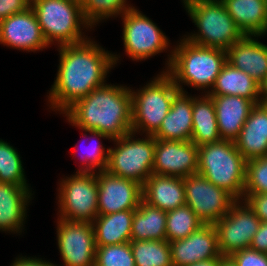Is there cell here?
<instances>
[{
  "label": "cell",
  "instance_id": "cell-1",
  "mask_svg": "<svg viewBox=\"0 0 267 266\" xmlns=\"http://www.w3.org/2000/svg\"><path fill=\"white\" fill-rule=\"evenodd\" d=\"M58 49L60 62L48 101L50 108L63 113L75 101L106 84L105 78L120 56L105 51L89 38Z\"/></svg>",
  "mask_w": 267,
  "mask_h": 266
},
{
  "label": "cell",
  "instance_id": "cell-2",
  "mask_svg": "<svg viewBox=\"0 0 267 266\" xmlns=\"http://www.w3.org/2000/svg\"><path fill=\"white\" fill-rule=\"evenodd\" d=\"M132 94L127 86L104 84L78 99L63 114L89 138H120L132 132ZM95 136V137H94Z\"/></svg>",
  "mask_w": 267,
  "mask_h": 266
},
{
  "label": "cell",
  "instance_id": "cell-3",
  "mask_svg": "<svg viewBox=\"0 0 267 266\" xmlns=\"http://www.w3.org/2000/svg\"><path fill=\"white\" fill-rule=\"evenodd\" d=\"M168 55L166 72L181 92L182 84L204 90L213 87L223 65L227 62L226 50L205 47L185 39ZM181 82V83H180Z\"/></svg>",
  "mask_w": 267,
  "mask_h": 266
},
{
  "label": "cell",
  "instance_id": "cell-4",
  "mask_svg": "<svg viewBox=\"0 0 267 266\" xmlns=\"http://www.w3.org/2000/svg\"><path fill=\"white\" fill-rule=\"evenodd\" d=\"M246 162L234 141L221 139L198 147L197 174L243 200Z\"/></svg>",
  "mask_w": 267,
  "mask_h": 266
},
{
  "label": "cell",
  "instance_id": "cell-5",
  "mask_svg": "<svg viewBox=\"0 0 267 266\" xmlns=\"http://www.w3.org/2000/svg\"><path fill=\"white\" fill-rule=\"evenodd\" d=\"M31 8L48 45L56 41L59 47L88 39L81 27L91 26L82 14L81 0H31Z\"/></svg>",
  "mask_w": 267,
  "mask_h": 266
},
{
  "label": "cell",
  "instance_id": "cell-6",
  "mask_svg": "<svg viewBox=\"0 0 267 266\" xmlns=\"http://www.w3.org/2000/svg\"><path fill=\"white\" fill-rule=\"evenodd\" d=\"M185 9L199 29L185 38L194 44L227 50L245 36L221 0L196 1Z\"/></svg>",
  "mask_w": 267,
  "mask_h": 266
},
{
  "label": "cell",
  "instance_id": "cell-7",
  "mask_svg": "<svg viewBox=\"0 0 267 266\" xmlns=\"http://www.w3.org/2000/svg\"><path fill=\"white\" fill-rule=\"evenodd\" d=\"M132 132L153 135L170 111L174 97L180 92L172 77L163 71L142 89L131 90Z\"/></svg>",
  "mask_w": 267,
  "mask_h": 266
},
{
  "label": "cell",
  "instance_id": "cell-8",
  "mask_svg": "<svg viewBox=\"0 0 267 266\" xmlns=\"http://www.w3.org/2000/svg\"><path fill=\"white\" fill-rule=\"evenodd\" d=\"M135 135V132H130L112 139L116 142V147L108 148L106 171L143 186L146 179L153 174L155 138L153 135H146L145 139H135Z\"/></svg>",
  "mask_w": 267,
  "mask_h": 266
},
{
  "label": "cell",
  "instance_id": "cell-9",
  "mask_svg": "<svg viewBox=\"0 0 267 266\" xmlns=\"http://www.w3.org/2000/svg\"><path fill=\"white\" fill-rule=\"evenodd\" d=\"M59 217L92 223L98 216V184L95 172H76L60 181Z\"/></svg>",
  "mask_w": 267,
  "mask_h": 266
},
{
  "label": "cell",
  "instance_id": "cell-10",
  "mask_svg": "<svg viewBox=\"0 0 267 266\" xmlns=\"http://www.w3.org/2000/svg\"><path fill=\"white\" fill-rule=\"evenodd\" d=\"M121 17L125 52L132 60H146L169 47L170 42L166 35L135 7Z\"/></svg>",
  "mask_w": 267,
  "mask_h": 266
},
{
  "label": "cell",
  "instance_id": "cell-11",
  "mask_svg": "<svg viewBox=\"0 0 267 266\" xmlns=\"http://www.w3.org/2000/svg\"><path fill=\"white\" fill-rule=\"evenodd\" d=\"M261 222L244 200H236L229 212L213 224L222 256L230 257L237 251L250 248Z\"/></svg>",
  "mask_w": 267,
  "mask_h": 266
},
{
  "label": "cell",
  "instance_id": "cell-12",
  "mask_svg": "<svg viewBox=\"0 0 267 266\" xmlns=\"http://www.w3.org/2000/svg\"><path fill=\"white\" fill-rule=\"evenodd\" d=\"M186 205L204 224H214L227 214L236 199L205 177L194 174L184 178Z\"/></svg>",
  "mask_w": 267,
  "mask_h": 266
},
{
  "label": "cell",
  "instance_id": "cell-13",
  "mask_svg": "<svg viewBox=\"0 0 267 266\" xmlns=\"http://www.w3.org/2000/svg\"><path fill=\"white\" fill-rule=\"evenodd\" d=\"M57 243L63 266L95 265V231L93 224L58 218Z\"/></svg>",
  "mask_w": 267,
  "mask_h": 266
},
{
  "label": "cell",
  "instance_id": "cell-14",
  "mask_svg": "<svg viewBox=\"0 0 267 266\" xmlns=\"http://www.w3.org/2000/svg\"><path fill=\"white\" fill-rule=\"evenodd\" d=\"M98 184V215L135 210L142 197V185L106 170L95 172Z\"/></svg>",
  "mask_w": 267,
  "mask_h": 266
},
{
  "label": "cell",
  "instance_id": "cell-15",
  "mask_svg": "<svg viewBox=\"0 0 267 266\" xmlns=\"http://www.w3.org/2000/svg\"><path fill=\"white\" fill-rule=\"evenodd\" d=\"M197 171L198 146L191 140L155 139L153 174L185 178Z\"/></svg>",
  "mask_w": 267,
  "mask_h": 266
},
{
  "label": "cell",
  "instance_id": "cell-16",
  "mask_svg": "<svg viewBox=\"0 0 267 266\" xmlns=\"http://www.w3.org/2000/svg\"><path fill=\"white\" fill-rule=\"evenodd\" d=\"M0 44L28 52L49 46L31 7L0 21Z\"/></svg>",
  "mask_w": 267,
  "mask_h": 266
},
{
  "label": "cell",
  "instance_id": "cell-17",
  "mask_svg": "<svg viewBox=\"0 0 267 266\" xmlns=\"http://www.w3.org/2000/svg\"><path fill=\"white\" fill-rule=\"evenodd\" d=\"M169 245L173 266H188L222 256L213 224H204L191 235L171 241Z\"/></svg>",
  "mask_w": 267,
  "mask_h": 266
},
{
  "label": "cell",
  "instance_id": "cell-18",
  "mask_svg": "<svg viewBox=\"0 0 267 266\" xmlns=\"http://www.w3.org/2000/svg\"><path fill=\"white\" fill-rule=\"evenodd\" d=\"M254 37L259 36L245 35L230 46L226 50L227 62L260 84L267 76V45Z\"/></svg>",
  "mask_w": 267,
  "mask_h": 266
},
{
  "label": "cell",
  "instance_id": "cell-19",
  "mask_svg": "<svg viewBox=\"0 0 267 266\" xmlns=\"http://www.w3.org/2000/svg\"><path fill=\"white\" fill-rule=\"evenodd\" d=\"M210 96L215 107L221 139L235 141L255 104L251 100L240 96Z\"/></svg>",
  "mask_w": 267,
  "mask_h": 266
},
{
  "label": "cell",
  "instance_id": "cell-20",
  "mask_svg": "<svg viewBox=\"0 0 267 266\" xmlns=\"http://www.w3.org/2000/svg\"><path fill=\"white\" fill-rule=\"evenodd\" d=\"M234 142L246 160L267 156V103L252 107Z\"/></svg>",
  "mask_w": 267,
  "mask_h": 266
},
{
  "label": "cell",
  "instance_id": "cell-21",
  "mask_svg": "<svg viewBox=\"0 0 267 266\" xmlns=\"http://www.w3.org/2000/svg\"><path fill=\"white\" fill-rule=\"evenodd\" d=\"M143 200L168 212L186 204L184 178L152 174L142 186Z\"/></svg>",
  "mask_w": 267,
  "mask_h": 266
},
{
  "label": "cell",
  "instance_id": "cell-22",
  "mask_svg": "<svg viewBox=\"0 0 267 266\" xmlns=\"http://www.w3.org/2000/svg\"><path fill=\"white\" fill-rule=\"evenodd\" d=\"M29 187L0 182V231L22 233L26 207L32 198Z\"/></svg>",
  "mask_w": 267,
  "mask_h": 266
},
{
  "label": "cell",
  "instance_id": "cell-23",
  "mask_svg": "<svg viewBox=\"0 0 267 266\" xmlns=\"http://www.w3.org/2000/svg\"><path fill=\"white\" fill-rule=\"evenodd\" d=\"M192 127V96H188L186 91H180L153 136L160 140L190 141Z\"/></svg>",
  "mask_w": 267,
  "mask_h": 266
},
{
  "label": "cell",
  "instance_id": "cell-24",
  "mask_svg": "<svg viewBox=\"0 0 267 266\" xmlns=\"http://www.w3.org/2000/svg\"><path fill=\"white\" fill-rule=\"evenodd\" d=\"M244 35L267 34V0H221Z\"/></svg>",
  "mask_w": 267,
  "mask_h": 266
},
{
  "label": "cell",
  "instance_id": "cell-25",
  "mask_svg": "<svg viewBox=\"0 0 267 266\" xmlns=\"http://www.w3.org/2000/svg\"><path fill=\"white\" fill-rule=\"evenodd\" d=\"M208 95H232L244 97L254 104L261 103L260 86L249 74L226 62Z\"/></svg>",
  "mask_w": 267,
  "mask_h": 266
},
{
  "label": "cell",
  "instance_id": "cell-26",
  "mask_svg": "<svg viewBox=\"0 0 267 266\" xmlns=\"http://www.w3.org/2000/svg\"><path fill=\"white\" fill-rule=\"evenodd\" d=\"M133 216L134 210L98 215L92 222L95 245L107 246L130 242Z\"/></svg>",
  "mask_w": 267,
  "mask_h": 266
},
{
  "label": "cell",
  "instance_id": "cell-27",
  "mask_svg": "<svg viewBox=\"0 0 267 266\" xmlns=\"http://www.w3.org/2000/svg\"><path fill=\"white\" fill-rule=\"evenodd\" d=\"M192 136L196 146H202L221 140L212 97L205 93L192 97Z\"/></svg>",
  "mask_w": 267,
  "mask_h": 266
},
{
  "label": "cell",
  "instance_id": "cell-28",
  "mask_svg": "<svg viewBox=\"0 0 267 266\" xmlns=\"http://www.w3.org/2000/svg\"><path fill=\"white\" fill-rule=\"evenodd\" d=\"M167 212L143 199L134 210L131 240H166Z\"/></svg>",
  "mask_w": 267,
  "mask_h": 266
},
{
  "label": "cell",
  "instance_id": "cell-29",
  "mask_svg": "<svg viewBox=\"0 0 267 266\" xmlns=\"http://www.w3.org/2000/svg\"><path fill=\"white\" fill-rule=\"evenodd\" d=\"M135 266H173L167 240H131Z\"/></svg>",
  "mask_w": 267,
  "mask_h": 266
},
{
  "label": "cell",
  "instance_id": "cell-30",
  "mask_svg": "<svg viewBox=\"0 0 267 266\" xmlns=\"http://www.w3.org/2000/svg\"><path fill=\"white\" fill-rule=\"evenodd\" d=\"M202 225L204 223L186 204L168 211L166 217V240L171 242L186 238Z\"/></svg>",
  "mask_w": 267,
  "mask_h": 266
},
{
  "label": "cell",
  "instance_id": "cell-31",
  "mask_svg": "<svg viewBox=\"0 0 267 266\" xmlns=\"http://www.w3.org/2000/svg\"><path fill=\"white\" fill-rule=\"evenodd\" d=\"M127 0H81L82 14L86 22L93 27L104 19L122 16L133 8Z\"/></svg>",
  "mask_w": 267,
  "mask_h": 266
},
{
  "label": "cell",
  "instance_id": "cell-32",
  "mask_svg": "<svg viewBox=\"0 0 267 266\" xmlns=\"http://www.w3.org/2000/svg\"><path fill=\"white\" fill-rule=\"evenodd\" d=\"M24 174L21 157L17 150L0 139V182L29 186Z\"/></svg>",
  "mask_w": 267,
  "mask_h": 266
},
{
  "label": "cell",
  "instance_id": "cell-33",
  "mask_svg": "<svg viewBox=\"0 0 267 266\" xmlns=\"http://www.w3.org/2000/svg\"><path fill=\"white\" fill-rule=\"evenodd\" d=\"M94 266H135L130 242L96 246Z\"/></svg>",
  "mask_w": 267,
  "mask_h": 266
},
{
  "label": "cell",
  "instance_id": "cell-34",
  "mask_svg": "<svg viewBox=\"0 0 267 266\" xmlns=\"http://www.w3.org/2000/svg\"><path fill=\"white\" fill-rule=\"evenodd\" d=\"M244 193L267 194V156L247 160Z\"/></svg>",
  "mask_w": 267,
  "mask_h": 266
},
{
  "label": "cell",
  "instance_id": "cell-35",
  "mask_svg": "<svg viewBox=\"0 0 267 266\" xmlns=\"http://www.w3.org/2000/svg\"><path fill=\"white\" fill-rule=\"evenodd\" d=\"M94 144L89 149L87 148L86 153L82 155V166L77 172H96L97 169L99 171L106 170L109 149L103 147L99 140L96 141L94 139Z\"/></svg>",
  "mask_w": 267,
  "mask_h": 266
},
{
  "label": "cell",
  "instance_id": "cell-36",
  "mask_svg": "<svg viewBox=\"0 0 267 266\" xmlns=\"http://www.w3.org/2000/svg\"><path fill=\"white\" fill-rule=\"evenodd\" d=\"M230 258L237 266H267V253L258 252L251 248L237 251Z\"/></svg>",
  "mask_w": 267,
  "mask_h": 266
},
{
  "label": "cell",
  "instance_id": "cell-37",
  "mask_svg": "<svg viewBox=\"0 0 267 266\" xmlns=\"http://www.w3.org/2000/svg\"><path fill=\"white\" fill-rule=\"evenodd\" d=\"M243 200L262 222H267V194L244 193Z\"/></svg>",
  "mask_w": 267,
  "mask_h": 266
},
{
  "label": "cell",
  "instance_id": "cell-38",
  "mask_svg": "<svg viewBox=\"0 0 267 266\" xmlns=\"http://www.w3.org/2000/svg\"><path fill=\"white\" fill-rule=\"evenodd\" d=\"M29 7H31V0H0V21L26 11Z\"/></svg>",
  "mask_w": 267,
  "mask_h": 266
},
{
  "label": "cell",
  "instance_id": "cell-39",
  "mask_svg": "<svg viewBox=\"0 0 267 266\" xmlns=\"http://www.w3.org/2000/svg\"><path fill=\"white\" fill-rule=\"evenodd\" d=\"M250 248L267 253V222H261L259 229L253 236Z\"/></svg>",
  "mask_w": 267,
  "mask_h": 266
},
{
  "label": "cell",
  "instance_id": "cell-40",
  "mask_svg": "<svg viewBox=\"0 0 267 266\" xmlns=\"http://www.w3.org/2000/svg\"><path fill=\"white\" fill-rule=\"evenodd\" d=\"M11 266H57L51 262H47L46 260H42L41 258H31V257H18L16 258V260L14 261V263H12Z\"/></svg>",
  "mask_w": 267,
  "mask_h": 266
},
{
  "label": "cell",
  "instance_id": "cell-41",
  "mask_svg": "<svg viewBox=\"0 0 267 266\" xmlns=\"http://www.w3.org/2000/svg\"><path fill=\"white\" fill-rule=\"evenodd\" d=\"M222 258L223 256H219L217 258L199 261L188 266H220V260Z\"/></svg>",
  "mask_w": 267,
  "mask_h": 266
},
{
  "label": "cell",
  "instance_id": "cell-42",
  "mask_svg": "<svg viewBox=\"0 0 267 266\" xmlns=\"http://www.w3.org/2000/svg\"><path fill=\"white\" fill-rule=\"evenodd\" d=\"M261 103H267V76L259 84Z\"/></svg>",
  "mask_w": 267,
  "mask_h": 266
},
{
  "label": "cell",
  "instance_id": "cell-43",
  "mask_svg": "<svg viewBox=\"0 0 267 266\" xmlns=\"http://www.w3.org/2000/svg\"><path fill=\"white\" fill-rule=\"evenodd\" d=\"M220 266H237L230 257H223L220 260Z\"/></svg>",
  "mask_w": 267,
  "mask_h": 266
},
{
  "label": "cell",
  "instance_id": "cell-44",
  "mask_svg": "<svg viewBox=\"0 0 267 266\" xmlns=\"http://www.w3.org/2000/svg\"><path fill=\"white\" fill-rule=\"evenodd\" d=\"M196 1H201V0H183V5L184 6H187V5H189V4H191V3H193V2H196Z\"/></svg>",
  "mask_w": 267,
  "mask_h": 266
}]
</instances>
